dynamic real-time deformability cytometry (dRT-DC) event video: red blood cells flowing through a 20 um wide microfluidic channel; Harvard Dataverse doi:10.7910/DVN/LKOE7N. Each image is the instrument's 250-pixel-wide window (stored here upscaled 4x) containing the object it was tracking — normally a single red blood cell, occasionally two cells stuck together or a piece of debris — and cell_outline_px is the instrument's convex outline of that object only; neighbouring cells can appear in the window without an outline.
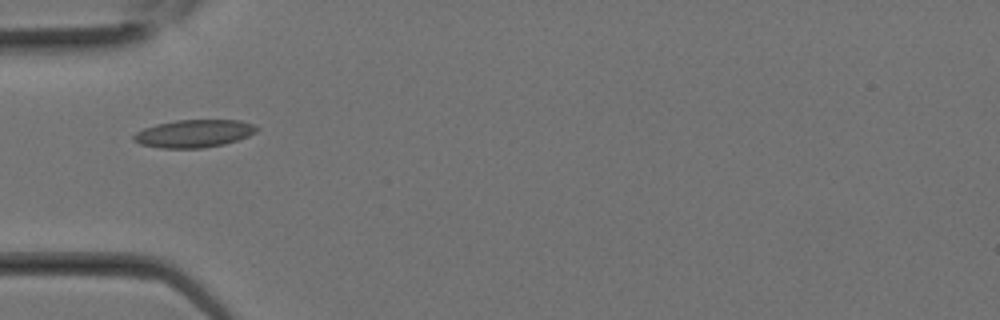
{"species": "Egyptian fruit bat (a non-hibernating species)", "species_latin": "Rousettus aegyptiacus", "temperature_condition": "room temperature", "stored_images_in_passage": 7, "camera_frame_rate_fps": 3000, "um_per_image_px": 0.085, "animal": {"sex": "female"}, "frame": {"image": 1, "passage_image": 1, "time_ms": 0.0, "image_size_px": [1000, 320], "cell_outline_px": [[260, 128], [256, 132], [248, 136], [224, 144], [200, 148], [160, 148], [140, 144], [132, 140], [132, 136], [136, 132], [144, 128], [156, 124], [176, 120], [240, 120], [252, 124]], "centroid_in_image_um": [16.46, 11.35], "position_along_channel_um": 68.5, "area_um2": 19.88}}
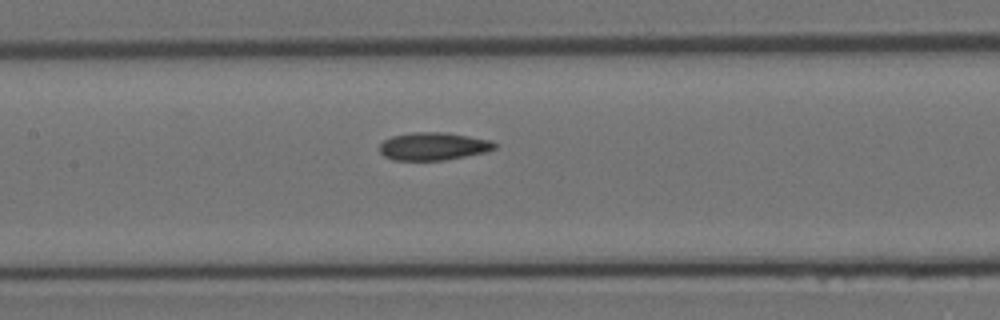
{"frame": {"image": 2, "passage_image": 5, "time_ms": 1.333, "image_size_px": [1000, 320], "cell_outline_px": [[496, 148], [488, 152], [444, 160], [392, 160], [384, 156], [380, 152], [380, 144], [384, 140], [392, 136], [412, 132], [444, 132], [492, 140], [496, 144]], "centroid_in_image_um": [36.85, 12.43], "position_along_channel_um": 170.6, "area_um2": 18.73}}
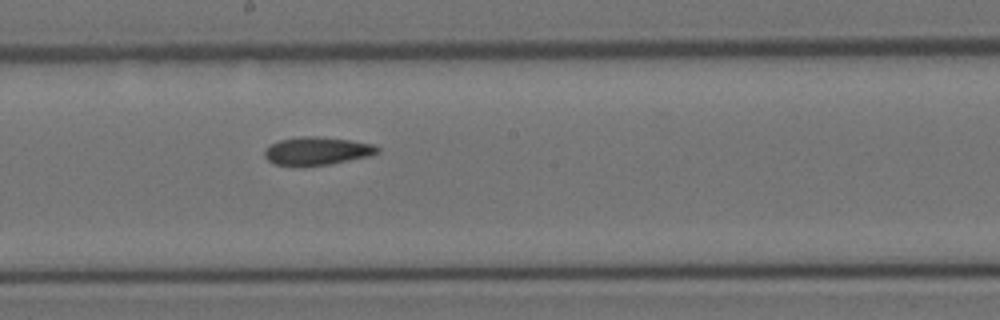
{"frame": {"image": 3, "passage_image": 7, "time_ms": 2.0, "image_size_px": [1000, 320], "cell_outline_px": [[380, 152], [368, 156], [328, 164], [300, 168], [276, 164], [268, 160], [264, 156], [264, 152], [272, 144], [280, 140], [300, 136], [316, 136], [348, 140], [372, 144], [380, 148]], "centroid_in_image_um": [26.92, 12.85], "position_along_channel_um": 221.3, "area_um2": 18.5}}